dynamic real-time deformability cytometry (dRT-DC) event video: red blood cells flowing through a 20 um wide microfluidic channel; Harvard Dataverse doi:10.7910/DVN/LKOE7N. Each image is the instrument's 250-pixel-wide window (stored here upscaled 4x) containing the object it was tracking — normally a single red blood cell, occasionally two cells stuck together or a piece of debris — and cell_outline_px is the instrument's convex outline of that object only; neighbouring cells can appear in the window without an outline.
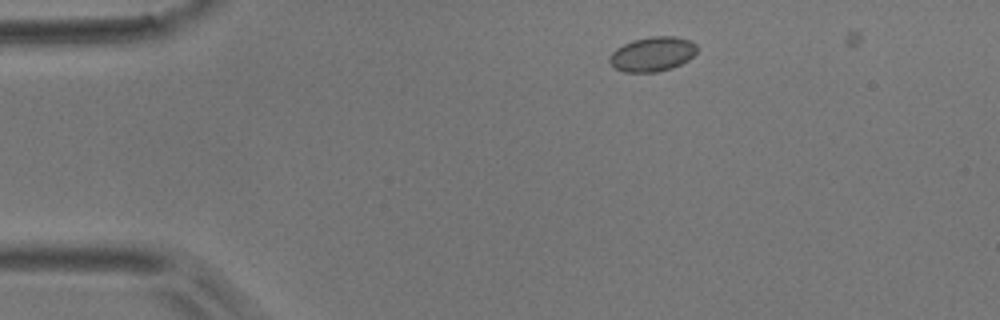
{"species": "common noctule bat (a hibernating species)", "species_latin": "Nyctalus noctula", "temperature_condition": "room temperature", "stored_images_in_passage": 5, "camera_frame_rate_fps": 3000, "um_per_image_px": 0.085, "animal": {"sex": "male", "body_mass_g": 17.9}, "frame": {"image": 1, "passage_image": 2, "time_ms": 1.0, "image_size_px": [1000, 320], "cell_outline_px": [[696, 52], [688, 60], [672, 68], [656, 72], [624, 72], [616, 68], [608, 60], [608, 56], [616, 48], [632, 40], [652, 36], [676, 36], [688, 40], [696, 44]], "centroid_in_image_um": [55.44, 4.59], "position_along_channel_um": 29.6, "area_um2": 17.57}}
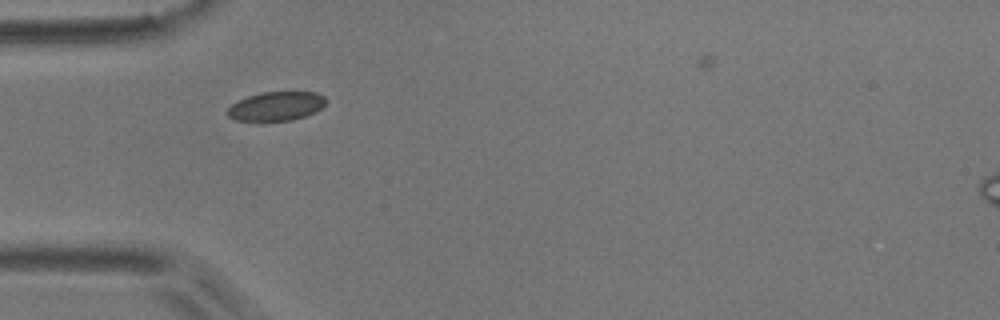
{"frame": {"image": 2, "passage_image": 4, "time_ms": 3.333, "image_size_px": [1000, 320], "cell_outline_px": [[328, 100], [316, 112], [292, 120], [236, 120], [228, 116], [228, 108], [236, 100], [248, 96], [264, 92], [316, 92], [324, 96]], "centroid_in_image_um": [23.49, 9.01], "position_along_channel_um": 61.5, "area_um2": 16.47}}
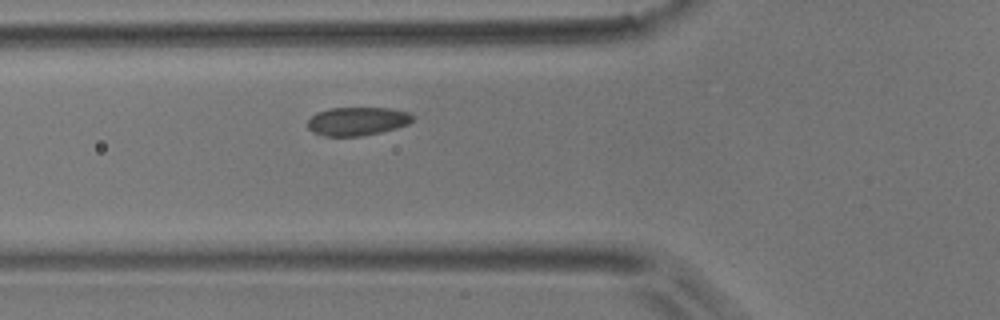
{"frame": {"image": 3, "passage_image": 5, "time_ms": 4.333, "image_size_px": [1000, 320], "cell_outline_px": [[416, 116], [408, 124], [396, 128], [380, 132], [360, 136], [324, 136], [312, 132], [308, 128], [308, 120], [316, 112], [328, 108], [388, 108], [408, 112]], "centroid_in_image_um": [30.36, 10.3], "position_along_channel_um": 95.4, "area_um2": 17.46}}